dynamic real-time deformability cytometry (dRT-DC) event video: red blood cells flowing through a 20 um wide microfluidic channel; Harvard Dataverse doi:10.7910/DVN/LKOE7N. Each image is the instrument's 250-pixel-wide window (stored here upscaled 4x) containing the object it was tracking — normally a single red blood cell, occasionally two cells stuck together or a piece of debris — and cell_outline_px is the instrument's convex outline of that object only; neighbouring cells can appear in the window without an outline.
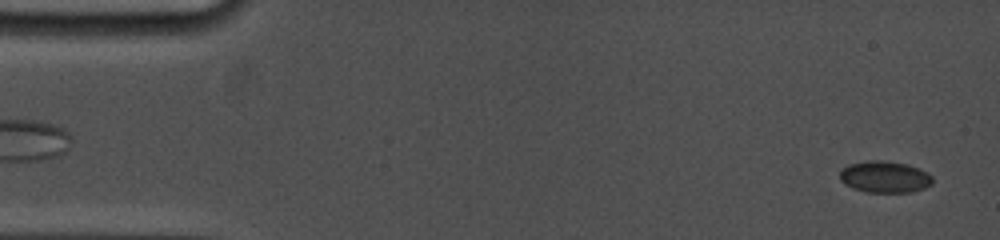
{"species": "common noctule bat (a hibernating species)", "species_latin": "Nyctalus noctula", "temperature_condition": "cold", "stored_images_in_passage": 88, "camera_frame_rate_fps": 5000, "um_per_image_px": 0.085, "animal": {"sex": "female", "body_mass_g": 19.0, "forearm_length_mm": 53.3}, "frame": {"image": 1, "passage_image": 4, "time_ms": 0.4, "image_size_px": [1000, 240], "cell_outline_px": [[932, 184], [924, 188], [912, 192], [868, 192], [852, 188], [844, 184], [840, 180], [840, 168], [848, 164], [868, 160], [884, 160], [908, 164], [928, 172], [932, 176]], "centroid_in_image_um": [75.18, 15.02], "position_along_channel_um": 9.8, "area_um2": 17.34}}
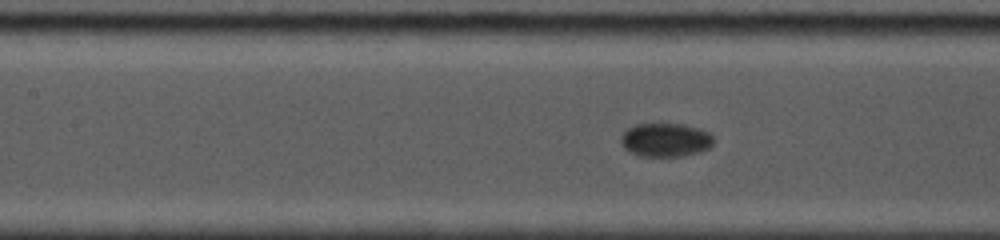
{"frame": {"image": 2, "passage_image": 42, "time_ms": 7.6, "image_size_px": [1000, 240], "cell_outline_px": [[712, 144], [708, 148], [700, 152], [680, 156], [640, 156], [624, 148], [620, 140], [620, 136], [628, 128], [636, 124], [684, 124], [708, 132], [712, 136]], "centroid_in_image_um": [56.54, 11.89], "position_along_channel_um": 150.9, "area_um2": 17.98}}
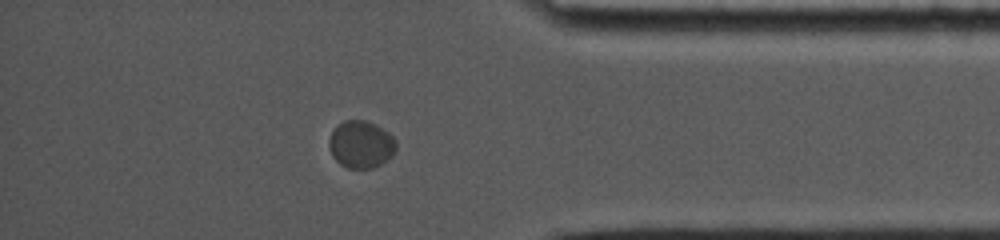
{"frame": {"image": 3, "passage_image": 77, "time_ms": 14.8, "image_size_px": [1000, 240], "cell_outline_px": [[396, 148], [392, 156], [380, 164], [372, 168], [348, 168], [340, 164], [332, 156], [328, 144], [328, 140], [336, 124], [344, 120], [364, 120], [376, 124], [388, 132], [396, 140]], "centroid_in_image_um": [30.67, 12.26], "position_along_channel_um": 404.5, "area_um2": 18.61}, "authors_computed_cell_mechanics": {"area_um2": 17.9758, "velocity_mm_per_s": 3.6355, "shape_relaxation_time_tau1_ms": 9.1704, "shape_relaxation_time_tau2_ms": null, "deformation_change_tau1": 0.1002, "deformation_change_tau2": null}}